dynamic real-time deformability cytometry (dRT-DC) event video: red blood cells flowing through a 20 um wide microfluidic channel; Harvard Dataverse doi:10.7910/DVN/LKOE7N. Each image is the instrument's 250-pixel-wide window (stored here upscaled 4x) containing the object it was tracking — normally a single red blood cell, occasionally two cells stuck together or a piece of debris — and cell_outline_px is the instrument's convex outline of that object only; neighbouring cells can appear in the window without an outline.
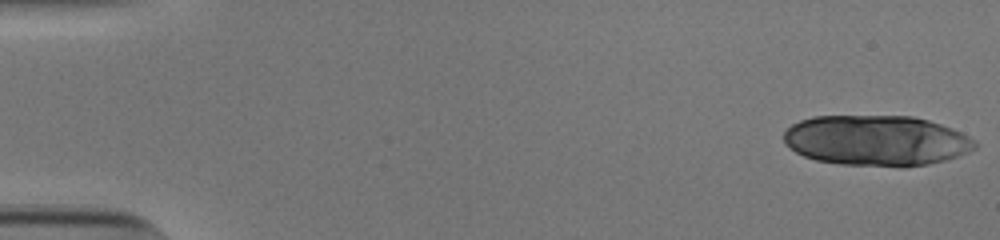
{"species": "human", "species_latin": "Homo sapiens", "temperature_condition": "cold", "stored_images_in_passage": 27, "camera_frame_rate_fps": 3000, "um_per_image_px": 0.085, "donor": {"sex": "male"}, "frame": {"image": 1, "passage_image": 1, "time_ms": 0.0, "image_size_px": [1000, 240], "cell_outline_px": [[976, 148], [968, 152], [944, 160], [928, 164], [900, 168], [840, 164], [816, 160], [804, 156], [796, 152], [784, 144], [784, 132], [792, 124], [800, 120], [812, 116], [912, 116], [928, 120], [952, 128], [976, 140]], "centroid_in_image_um": [74.48, 11.95], "position_along_channel_um": 10.5, "area_um2": 56.64}}
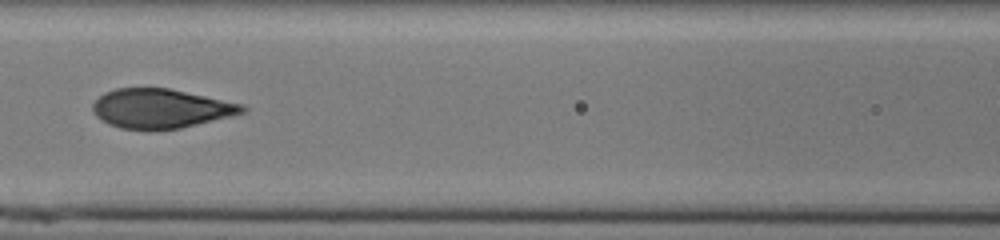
{"frame": {"image": 2, "passage_image": 25, "time_ms": 8.0, "image_size_px": [1000, 240], "cell_outline_px": [[248, 108], [244, 112], [232, 116], [180, 128], [148, 132], [120, 128], [108, 124], [96, 116], [92, 108], [92, 104], [104, 92], [116, 88], [168, 88], [244, 104]], "centroid_in_image_um": [13.65, 9.25], "position_along_channel_um": 153.0, "area_um2": 34.68}}